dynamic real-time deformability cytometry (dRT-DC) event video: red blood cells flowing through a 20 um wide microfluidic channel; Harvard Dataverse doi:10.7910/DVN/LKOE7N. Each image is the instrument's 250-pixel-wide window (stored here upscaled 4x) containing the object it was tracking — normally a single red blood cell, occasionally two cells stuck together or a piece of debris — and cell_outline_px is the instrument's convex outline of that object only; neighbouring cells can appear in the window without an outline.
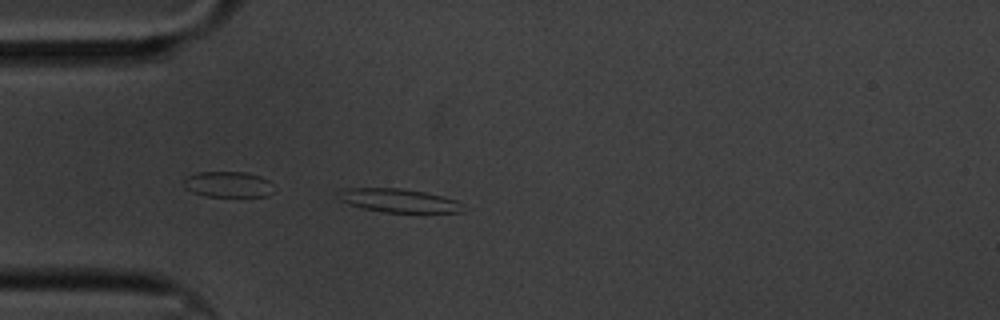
{"species": "common noctule bat (a hibernating species)", "species_latin": "Nyctalus noctula", "temperature_condition": "cold", "stored_images_in_passage": 45, "camera_frame_rate_fps": 3000, "um_per_image_px": 0.085, "animal": {"sex": "male", "body_mass_g": 20.1, "forearm_length_mm": 53.5}, "frame": {"image": 1, "passage_image": 1, "time_ms": 0.0, "image_size_px": [1000, 320], "cell_outline_px": [[464, 212], [384, 212], [364, 208], [348, 204], [332, 196], [340, 188], [400, 188], [424, 192], [456, 200]], "centroid_in_image_um": [33.73, 17.03], "position_along_channel_um": 51.3, "area_um2": 17.05}}
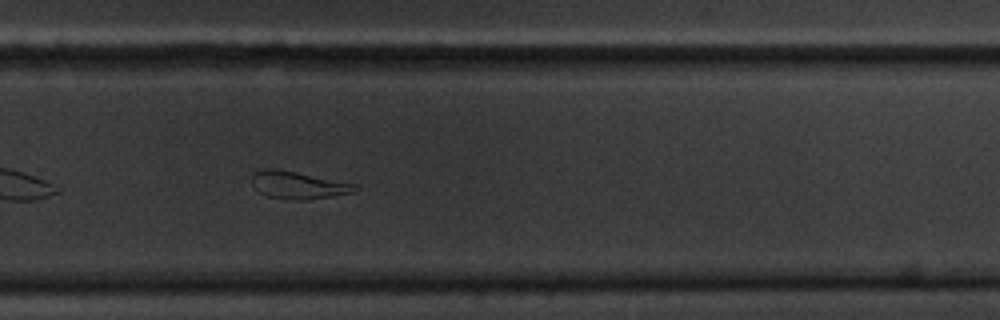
{"frame": {"image": 2, "passage_image": 25, "time_ms": 8.0, "image_size_px": [1000, 320], "cell_outline_px": [[360, 188], [352, 192], [332, 196], [308, 200], [268, 196], [260, 192], [252, 184], [252, 172], [264, 168], [276, 168], [356, 184]], "centroid_in_image_um": [25.33, 15.71], "position_along_channel_um": 304.5, "area_um2": 16.24}}
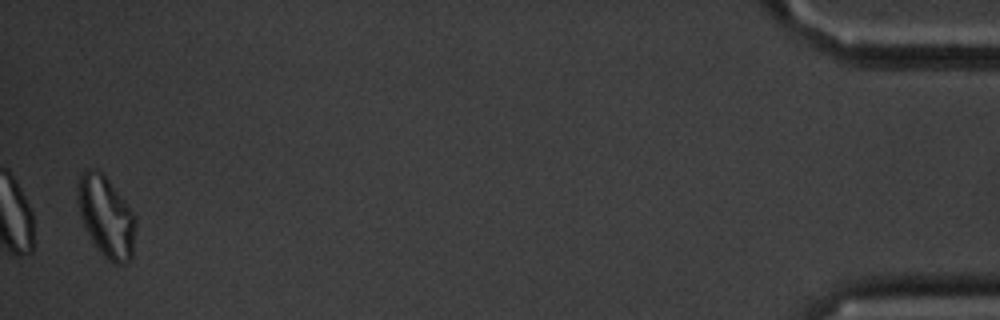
{"frame": {"image": 3, "passage_image": 44, "time_ms": 14.333, "image_size_px": [1000, 320], "cell_outline_px": [[136, 228], [132, 260], [124, 264], [112, 264], [96, 248], [84, 228], [80, 216], [76, 200], [76, 180], [80, 172], [84, 168], [92, 168], [100, 172], [108, 180], [128, 204], [136, 216]], "centroid_in_image_um": [9.0, 18.41], "position_along_channel_um": 426.2, "area_um2": 28.15}, "authors_computed_cell_mechanics": {"area_um2": 16.9932, "velocity_mm_per_s": 3.2893, "shape_relaxation_time_tau1_ms": 9.0898, "shape_relaxation_time_tau2_ms": 7.1089, "deformation_change_tau1": 0.2145, "deformation_change_tau2": 0.1627}}